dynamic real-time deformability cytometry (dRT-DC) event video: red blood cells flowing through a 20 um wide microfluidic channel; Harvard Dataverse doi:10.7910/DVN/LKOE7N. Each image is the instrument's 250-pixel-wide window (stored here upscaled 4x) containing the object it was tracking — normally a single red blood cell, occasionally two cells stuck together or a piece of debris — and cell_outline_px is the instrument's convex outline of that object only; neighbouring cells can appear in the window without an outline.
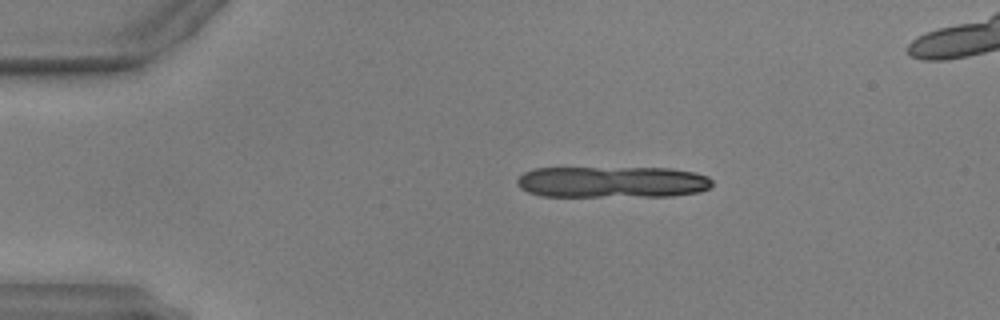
{"species": "common noctule bat (a hibernating species)", "species_latin": "Nyctalus noctula", "temperature_condition": "warm", "stored_images_in_passage": 6, "camera_frame_rate_fps": 3000, "um_per_image_px": 0.085, "animal": {"sex": "male", "body_mass_g": 17.9, "forearm_length_mm": 54.2}, "frame": {"image": 1, "passage_image": 1, "time_ms": 0.0, "image_size_px": [1000, 320], "cell_outline_px": [[712, 184], [708, 188], [700, 192], [672, 196], [544, 196], [528, 192], [520, 188], [516, 184], [516, 180], [524, 172], [536, 168], [672, 168], [696, 172], [708, 176], [712, 180]], "centroid_in_image_um": [52.06, 15.47], "position_along_channel_um": 32.9, "area_um2": 35.95}}